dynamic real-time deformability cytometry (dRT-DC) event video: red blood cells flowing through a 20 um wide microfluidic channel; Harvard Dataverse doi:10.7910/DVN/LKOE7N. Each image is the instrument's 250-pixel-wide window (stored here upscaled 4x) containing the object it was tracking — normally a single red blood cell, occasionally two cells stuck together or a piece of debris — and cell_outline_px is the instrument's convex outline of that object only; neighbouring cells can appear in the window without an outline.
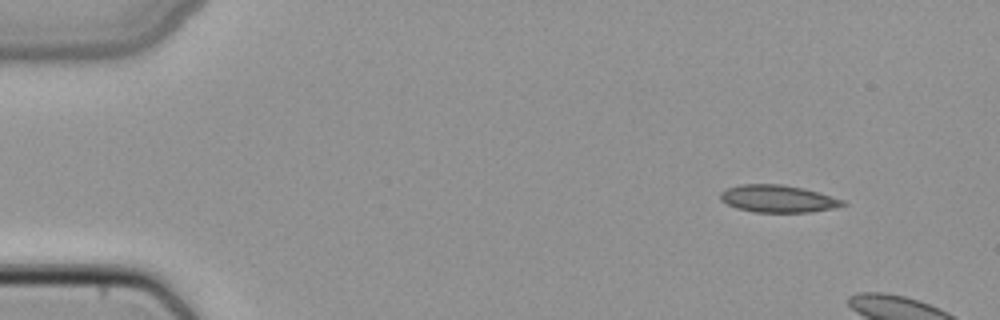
{"species": "common noctule bat (a hibernating species)", "species_latin": "Nyctalus noctula", "temperature_condition": "cold", "stored_images_in_passage": 6, "camera_frame_rate_fps": 3000, "um_per_image_px": 0.085, "animal": {"sex": "female", "body_mass_g": 22.7, "forearm_length_mm": 54.2}, "frame": {"image": 1, "passage_image": 1, "time_ms": 0.0, "image_size_px": [1000, 320], "cell_outline_px": [[848, 204], [832, 208], [812, 212], [752, 212], [736, 208], [720, 200], [720, 192], [728, 188], [740, 184], [780, 184], [804, 188], [844, 200]], "centroid_in_image_um": [66.11, 16.89], "position_along_channel_um": 18.9, "area_um2": 19.48}}